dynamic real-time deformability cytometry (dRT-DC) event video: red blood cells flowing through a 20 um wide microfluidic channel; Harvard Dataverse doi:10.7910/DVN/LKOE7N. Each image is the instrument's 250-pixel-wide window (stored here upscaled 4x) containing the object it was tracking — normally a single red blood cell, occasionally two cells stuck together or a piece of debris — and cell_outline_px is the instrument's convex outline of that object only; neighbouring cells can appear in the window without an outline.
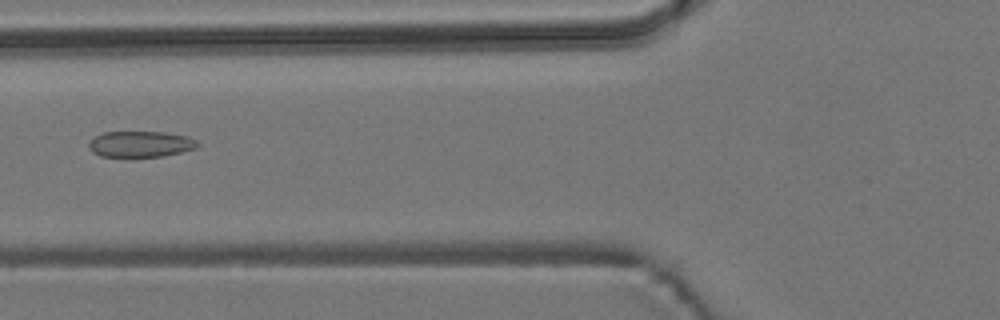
{"species": "common noctule bat (a hibernating species)", "species_latin": "Nyctalus noctula", "temperature_condition": "room temperature", "stored_images_in_passage": 7, "camera_frame_rate_fps": 3000, "um_per_image_px": 0.085, "animal": {"sex": "male", "body_mass_g": 19.2, "forearm_length_mm": 51.8}, "frame": {"image": 1, "passage_image": 6, "time_ms": 6.667, "image_size_px": [1000, 320], "cell_outline_px": [[200, 144], [196, 148], [164, 156], [100, 156], [92, 152], [88, 148], [88, 144], [96, 136], [104, 132], [164, 132], [188, 136], [196, 140]], "centroid_in_image_um": [11.96, 12.24], "position_along_channel_um": 113.8, "area_um2": 16.36}}
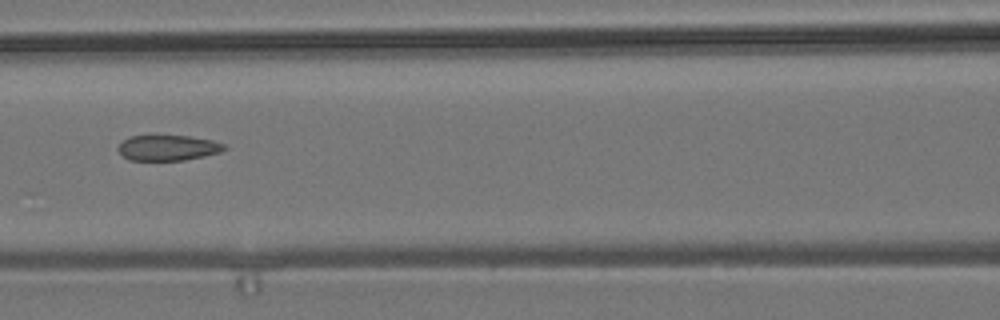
{"frame": {"image": 2, "passage_image": 7, "time_ms": 7.667, "image_size_px": [1000, 320], "cell_outline_px": [[228, 148], [220, 152], [204, 156], [184, 160], [128, 160], [116, 148], [128, 136], [152, 132], [188, 136], [212, 140], [224, 144]], "centroid_in_image_um": [14.23, 12.51], "position_along_channel_um": 152.4, "area_um2": 16.53}}